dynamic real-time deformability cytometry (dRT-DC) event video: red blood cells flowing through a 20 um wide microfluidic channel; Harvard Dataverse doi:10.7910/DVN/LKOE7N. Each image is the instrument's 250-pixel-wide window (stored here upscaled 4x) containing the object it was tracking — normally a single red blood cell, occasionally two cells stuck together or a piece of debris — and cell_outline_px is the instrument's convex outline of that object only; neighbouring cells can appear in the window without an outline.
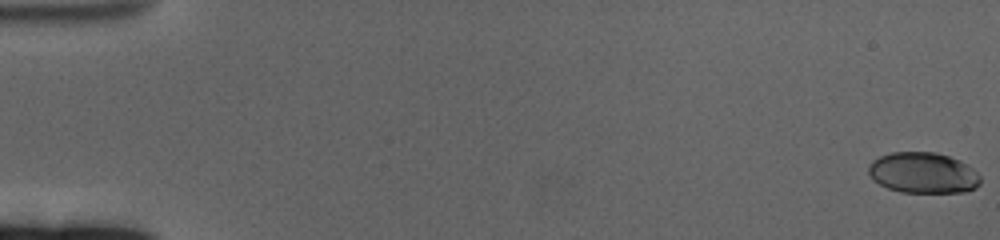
{"species": "human", "species_latin": "Homo sapiens", "temperature_condition": "cold", "stored_images_in_passage": 63, "camera_frame_rate_fps": 3000, "um_per_image_px": 0.085, "donor": {"sex": "female"}, "frame": {"image": 1, "passage_image": 1, "time_ms": 0.0, "image_size_px": [1000, 240], "cell_outline_px": [[980, 184], [976, 188], [964, 192], [900, 192], [888, 188], [880, 184], [868, 172], [868, 164], [872, 160], [880, 156], [892, 152], [936, 152], [960, 160], [972, 168], [980, 176]], "centroid_in_image_um": [78.47, 14.69], "position_along_channel_um": 6.5, "area_um2": 26.59}}
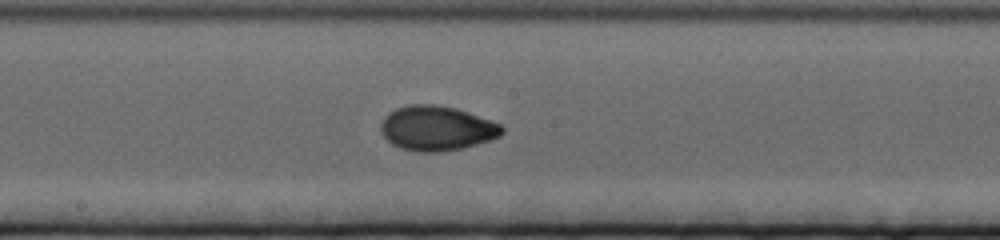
{"frame": {"image": 2, "passage_image": 35, "time_ms": 11.333, "image_size_px": [1000, 240], "cell_outline_px": [[504, 132], [500, 136], [464, 148], [440, 152], [416, 152], [400, 148], [392, 144], [384, 136], [380, 128], [380, 124], [384, 116], [388, 112], [396, 108], [408, 104], [436, 104], [456, 108], [468, 112], [500, 124], [504, 128]], "centroid_in_image_um": [37.09, 10.9], "position_along_channel_um": 211.1, "area_um2": 31.73}}
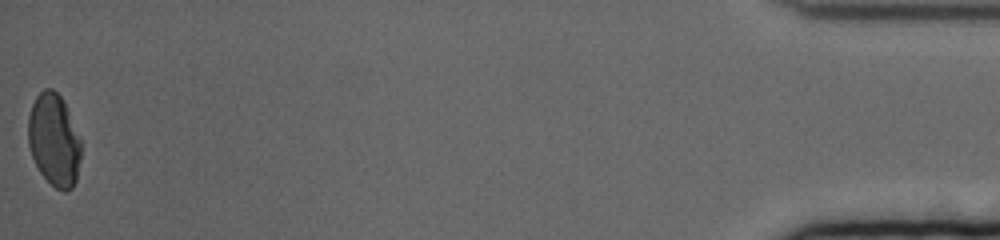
{"frame": {"image": 3, "passage_image": 63, "time_ms": 20.667, "image_size_px": [1000, 240], "cell_outline_px": [[80, 160], [76, 180], [72, 188], [64, 192], [56, 188], [40, 172], [32, 156], [28, 144], [28, 116], [32, 104], [36, 96], [44, 88], [52, 88], [64, 100], [80, 140]], "centroid_in_image_um": [4.58, 11.88], "position_along_channel_um": 430.6, "area_um2": 28.32}, "authors_computed_cell_mechanics": {"area_um2": 29.1312, "velocity_mm_per_s": 3.3114, "shape_relaxation_time_tau1_ms": 7.3619, "shape_relaxation_time_tau2_ms": 1.374, "deformation_change_tau1": 0.2022, "deformation_change_tau2": 0.0446}}